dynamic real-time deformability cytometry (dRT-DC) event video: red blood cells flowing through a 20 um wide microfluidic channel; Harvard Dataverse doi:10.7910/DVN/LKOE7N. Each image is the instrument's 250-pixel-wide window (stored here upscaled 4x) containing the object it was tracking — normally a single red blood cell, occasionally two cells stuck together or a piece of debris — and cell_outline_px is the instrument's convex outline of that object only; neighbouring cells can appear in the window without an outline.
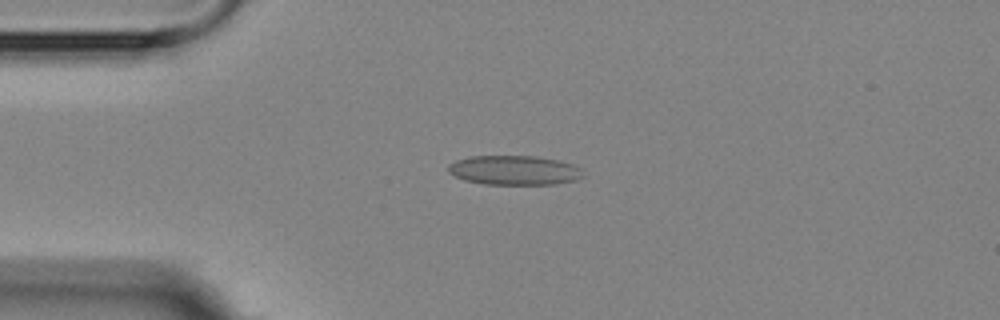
{"species": "Egyptian fruit bat (a non-hibernating species)", "species_latin": "Rousettus aegyptiacus", "temperature_condition": "room temperature", "stored_images_in_passage": 3, "camera_frame_rate_fps": 3000, "um_per_image_px": 0.085, "animal": {"sex": "female"}, "frame": {"image": 1, "passage_image": 2, "time_ms": 2.333, "image_size_px": [1000, 320], "cell_outline_px": [[580, 176], [576, 180], [556, 184], [484, 184], [464, 180], [448, 172], [448, 164], [456, 160], [472, 156], [536, 156], [556, 160], [572, 164], [580, 168]], "centroid_in_image_um": [43.66, 14.47], "position_along_channel_um": 41.3, "area_um2": 22.89}}